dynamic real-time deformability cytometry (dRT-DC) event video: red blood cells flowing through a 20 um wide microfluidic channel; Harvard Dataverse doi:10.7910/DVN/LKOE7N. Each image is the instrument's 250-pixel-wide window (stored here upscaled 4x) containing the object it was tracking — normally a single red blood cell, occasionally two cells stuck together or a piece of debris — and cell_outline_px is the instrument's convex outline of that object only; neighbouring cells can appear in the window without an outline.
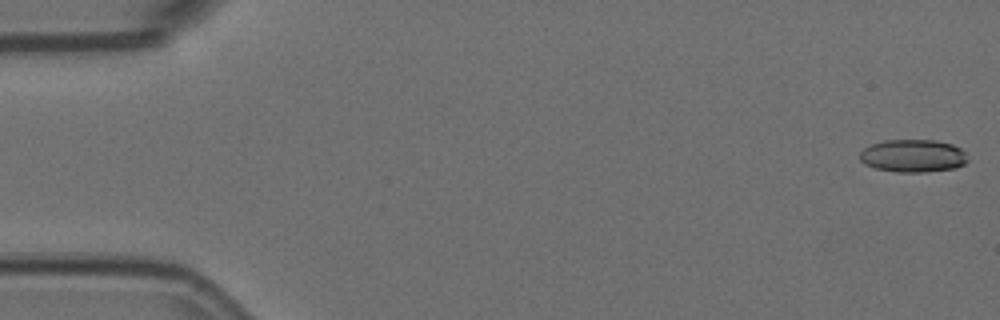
{"species": "Egyptian fruit bat (a non-hibernating species)", "species_latin": "Rousettus aegyptiacus", "temperature_condition": "room temperature", "stored_images_in_passage": 5, "camera_frame_rate_fps": 3000, "um_per_image_px": 0.085, "animal": {"sex": "female"}, "frame": {"image": 1, "passage_image": 1, "time_ms": 0.0, "image_size_px": [1000, 320], "cell_outline_px": [[968, 160], [964, 164], [956, 168], [924, 172], [896, 172], [876, 168], [864, 164], [860, 160], [860, 152], [864, 148], [872, 144], [884, 140], [936, 140], [952, 144], [960, 148], [964, 152]], "centroid_in_image_um": [77.6, 13.24], "position_along_channel_um": 7.4, "area_um2": 20.63}}